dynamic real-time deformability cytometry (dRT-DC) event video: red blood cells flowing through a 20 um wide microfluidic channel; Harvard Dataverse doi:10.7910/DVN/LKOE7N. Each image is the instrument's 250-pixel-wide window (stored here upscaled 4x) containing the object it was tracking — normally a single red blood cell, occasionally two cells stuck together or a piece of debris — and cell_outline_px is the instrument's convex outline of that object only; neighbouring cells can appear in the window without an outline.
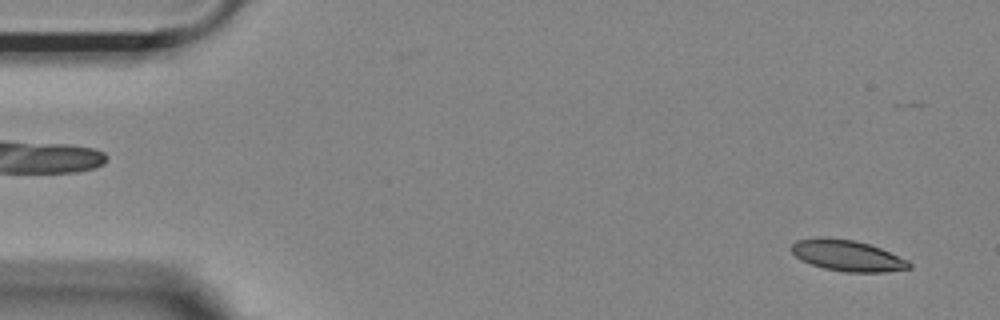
{"species": "Egyptian fruit bat (a non-hibernating species)", "species_latin": "Rousettus aegyptiacus", "temperature_condition": "room temperature", "stored_images_in_passage": 55, "camera_frame_rate_fps": 3000, "um_per_image_px": 0.085, "animal": {"sex": "female"}, "frame": {"image": 1, "passage_image": 3, "time_ms": 0.667, "image_size_px": [1000, 320], "cell_outline_px": [[912, 268], [884, 272], [844, 272], [824, 268], [800, 260], [792, 252], [792, 244], [796, 240], [816, 236], [824, 236], [856, 240], [880, 248], [908, 260], [912, 264]], "centroid_in_image_um": [72.01, 21.71], "position_along_channel_um": 13.0, "area_um2": 21.5}}
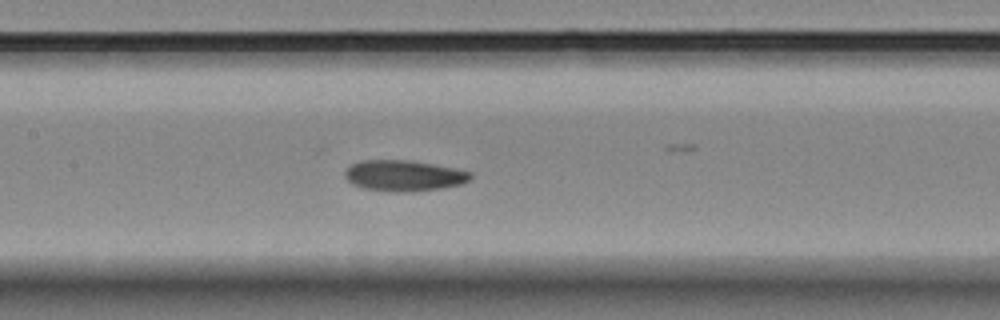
{"frame": {"image": 2, "passage_image": 25, "time_ms": 8.0, "image_size_px": [1000, 320], "cell_outline_px": [[472, 176], [468, 180], [460, 184], [440, 188], [412, 192], [396, 192], [364, 188], [352, 184], [344, 176], [344, 172], [352, 164], [360, 160], [408, 160], [432, 164], [472, 172]], "centroid_in_image_um": [34.3, 14.93], "position_along_channel_um": 173.1, "area_um2": 22.43}}
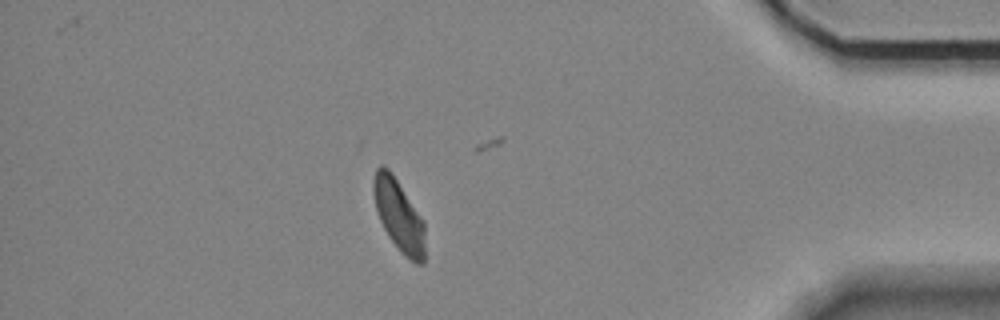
{"frame": {"image": 3, "passage_image": 47, "time_ms": 15.333, "image_size_px": [1000, 320], "cell_outline_px": [[424, 264], [416, 264], [404, 256], [400, 252], [388, 236], [380, 220], [376, 208], [372, 188], [372, 184], [376, 168], [380, 164], [384, 164], [388, 168], [424, 220]], "centroid_in_image_um": [33.89, 18.32], "position_along_channel_um": 401.3, "area_um2": 21.5}, "authors_computed_cell_mechanics": {"area_um2": 22.0796, "velocity_mm_per_s": 3.6608, "shape_relaxation_time_tau1_ms": 5.6232, "shape_relaxation_time_tau2_ms": 4.7869, "deformation_change_tau1": 0.1335, "deformation_change_tau2": 0.0972}}